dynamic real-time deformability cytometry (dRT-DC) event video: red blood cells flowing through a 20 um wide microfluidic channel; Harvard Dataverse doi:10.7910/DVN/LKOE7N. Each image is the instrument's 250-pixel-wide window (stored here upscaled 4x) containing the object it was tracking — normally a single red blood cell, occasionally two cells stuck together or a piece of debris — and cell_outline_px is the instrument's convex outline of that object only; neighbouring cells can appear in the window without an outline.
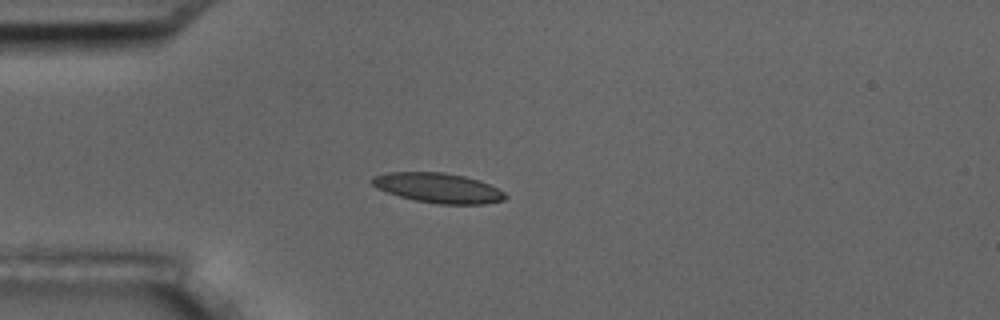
{"species": "common noctule bat (a hibernating species)", "species_latin": "Nyctalus noctula", "temperature_condition": "room temperature", "stored_images_in_passage": 9, "camera_frame_rate_fps": 3000, "um_per_image_px": 0.085, "animal": {"sex": "male", "body_mass_g": 17.5, "forearm_length_mm": 52.3}, "frame": {"image": 1, "passage_image": 3, "time_ms": 3.333, "image_size_px": [1000, 320], "cell_outline_px": [[508, 196], [504, 200], [484, 204], [440, 204], [416, 200], [400, 196], [376, 188], [372, 184], [372, 176], [388, 172], [444, 172], [464, 176], [488, 184], [504, 192]], "centroid_in_image_um": [37.24, 15.97], "position_along_channel_um": 47.8, "area_um2": 22.95}}
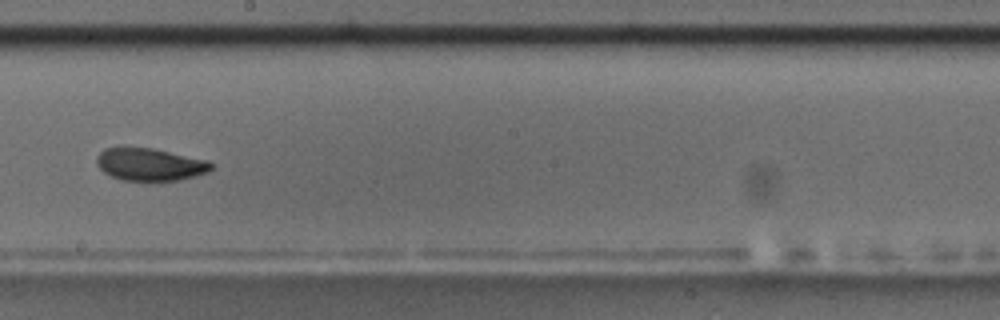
{"frame": {"image": 2, "passage_image": 8, "time_ms": 9.0, "image_size_px": [1000, 320], "cell_outline_px": [[216, 164], [208, 172], [196, 176], [180, 180], [124, 180], [112, 176], [104, 172], [96, 164], [96, 156], [104, 148], [152, 148], [208, 160]], "centroid_in_image_um": [12.78, 13.97], "position_along_channel_um": 235.4, "area_um2": 21.62}}
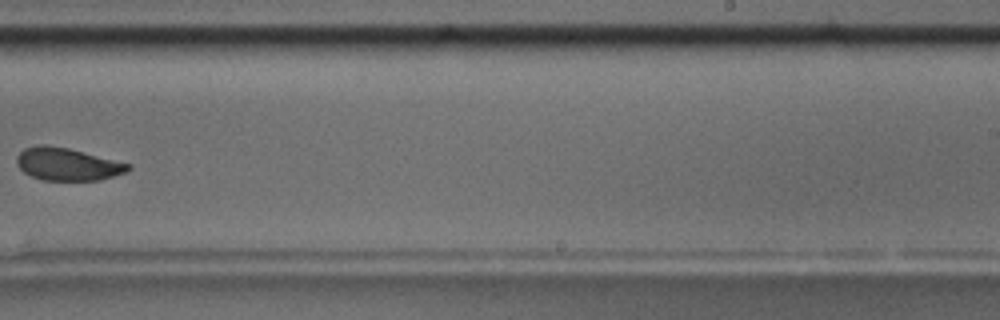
{"frame": {"image": 3, "passage_image": 9, "time_ms": 10.333, "image_size_px": [1000, 320], "cell_outline_px": [[132, 168], [124, 172], [100, 180], [44, 180], [32, 176], [24, 172], [16, 164], [16, 156], [24, 148], [36, 144], [48, 144], [68, 148], [132, 164]], "centroid_in_image_um": [5.7, 13.94], "position_along_channel_um": 283.3, "area_um2": 21.21}}